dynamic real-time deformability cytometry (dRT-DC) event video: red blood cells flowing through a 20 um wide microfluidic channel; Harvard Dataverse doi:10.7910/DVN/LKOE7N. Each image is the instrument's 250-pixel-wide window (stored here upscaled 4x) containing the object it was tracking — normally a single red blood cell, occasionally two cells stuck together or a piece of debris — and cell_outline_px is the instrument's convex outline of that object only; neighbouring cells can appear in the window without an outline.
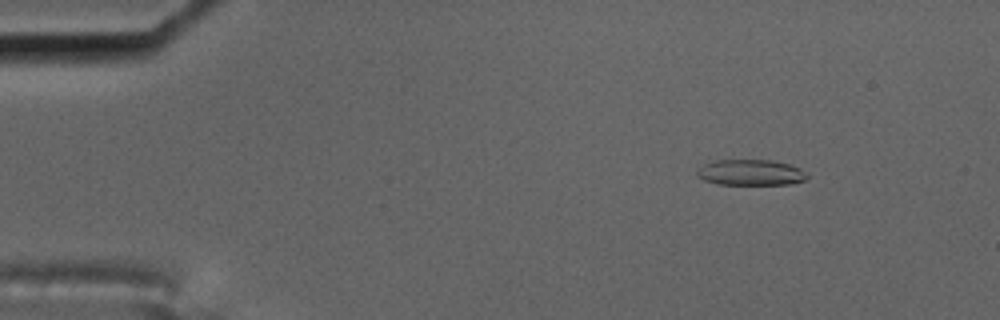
{"species": "common noctule bat (a hibernating species)", "species_latin": "Nyctalus noctula", "temperature_condition": "cold", "stored_images_in_passage": 5, "camera_frame_rate_fps": 3000, "um_per_image_px": 0.085, "animal": {"sex": "male", "body_mass_g": 17.5, "forearm_length_mm": 52.3}, "frame": {"image": 1, "passage_image": 2, "time_ms": 2.0, "image_size_px": [1000, 320], "cell_outline_px": [[808, 176], [804, 180], [792, 184], [716, 184], [704, 180], [696, 176], [696, 172], [704, 164], [716, 160], [772, 160], [788, 164], [800, 168]], "centroid_in_image_um": [63.79, 14.66], "position_along_channel_um": 21.2, "area_um2": 16.47}}
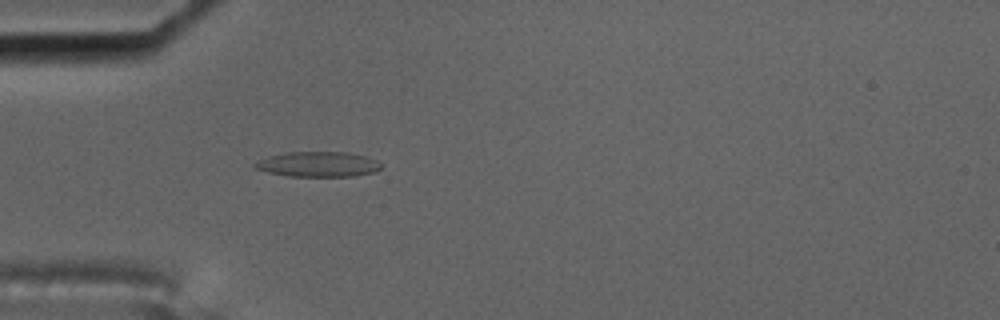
{"frame": {"image": 2, "passage_image": 5, "time_ms": 5.333, "image_size_px": [1000, 320], "cell_outline_px": [[384, 164], [376, 172], [356, 176], [288, 176], [268, 172], [256, 168], [252, 164], [256, 160], [268, 156], [284, 152], [348, 152], [368, 156]], "centroid_in_image_um": [27.06, 13.95], "position_along_channel_um": 57.9, "area_um2": 18.79}}